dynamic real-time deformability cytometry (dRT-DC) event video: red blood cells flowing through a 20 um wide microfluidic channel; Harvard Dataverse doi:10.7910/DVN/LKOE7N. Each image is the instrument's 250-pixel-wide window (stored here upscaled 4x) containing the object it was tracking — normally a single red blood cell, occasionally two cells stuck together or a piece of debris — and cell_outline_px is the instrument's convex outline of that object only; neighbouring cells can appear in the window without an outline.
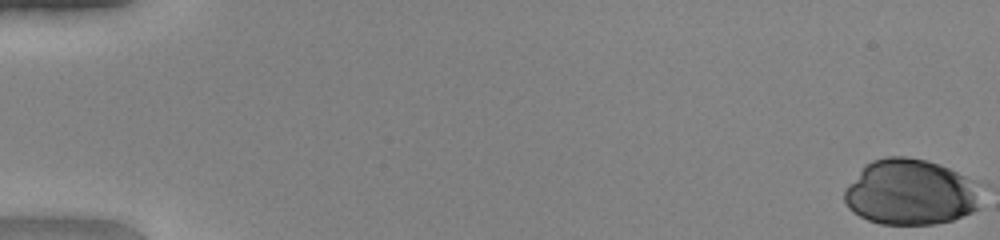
{"species": "human", "species_latin": "Homo sapiens", "temperature_condition": "warm", "stored_images_in_passage": 50, "camera_frame_rate_fps": 3000, "um_per_image_px": 0.085, "donor": {"sex": "female"}, "frame": {"image": 1, "passage_image": 1, "time_ms": 0.0, "image_size_px": [1000, 240], "cell_outline_px": [[980, 208], [972, 212], [952, 220], [936, 224], [880, 224], [868, 220], [852, 212], [848, 208], [844, 200], [844, 188], [864, 164], [872, 160], [884, 156], [908, 156], [940, 164], [980, 184]], "centroid_in_image_um": [77.38, 16.33], "position_along_channel_um": 7.6, "area_um2": 53.0}}
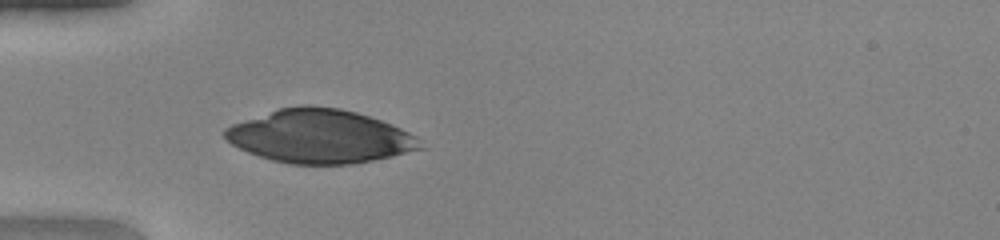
{"frame": {"image": 2, "passage_image": 17, "time_ms": 5.333, "image_size_px": [1000, 240], "cell_outline_px": [[428, 148], [392, 156], [352, 164], [288, 164], [272, 160], [248, 152], [232, 144], [224, 136], [224, 128], [232, 124], [280, 108], [340, 108], [356, 112], [380, 120], [400, 128], [416, 136]], "centroid_in_image_um": [27.23, 11.63], "position_along_channel_um": 57.8, "area_um2": 59.94}}